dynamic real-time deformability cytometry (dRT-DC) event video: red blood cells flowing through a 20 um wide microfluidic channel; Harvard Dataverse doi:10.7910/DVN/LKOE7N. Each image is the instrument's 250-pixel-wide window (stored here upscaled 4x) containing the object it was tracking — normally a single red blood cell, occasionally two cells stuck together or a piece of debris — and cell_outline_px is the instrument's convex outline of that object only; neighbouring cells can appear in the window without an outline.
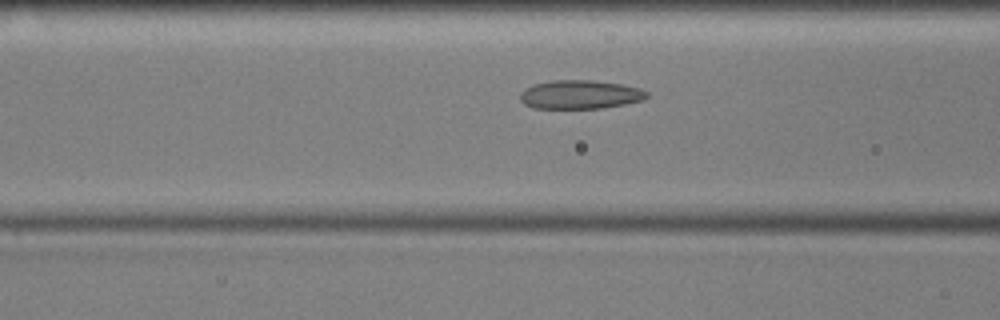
{"species": "common noctule bat (a hibernating species)", "species_latin": "Nyctalus noctula", "temperature_condition": "cold", "stored_images_in_passage": 41, "camera_frame_rate_fps": 3000, "um_per_image_px": 0.085, "animal": {"sex": "male", "body_mass_g": 17.9, "forearm_length_mm": 54.2}, "frame": {"image": 1, "passage_image": 7, "time_ms": 2.0, "image_size_px": [1000, 320], "cell_outline_px": [[648, 96], [644, 100], [604, 108], [532, 108], [524, 104], [520, 100], [520, 92], [524, 88], [532, 84], [552, 80], [592, 80], [620, 84], [640, 88], [648, 92]], "centroid_in_image_um": [49.28, 8.03], "position_along_channel_um": 117.3, "area_um2": 21.39}}
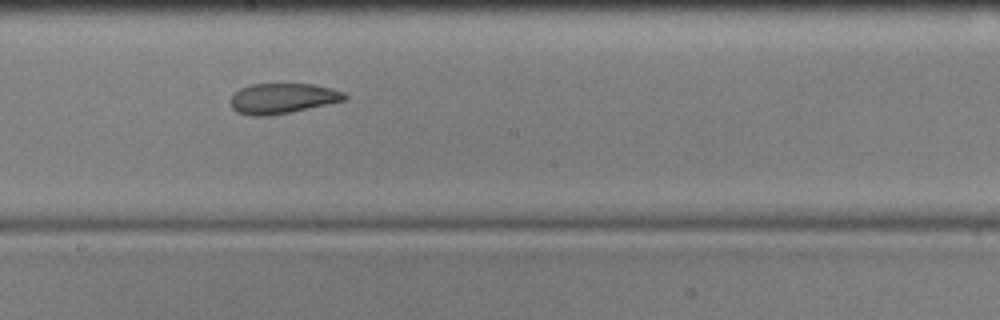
{"frame": {"image": 2, "passage_image": 16, "time_ms": 5.0, "image_size_px": [1000, 320], "cell_outline_px": [[348, 96], [344, 100], [328, 104], [292, 112], [268, 116], [252, 116], [236, 112], [232, 108], [232, 96], [240, 88], [252, 84], [312, 84], [332, 88], [344, 92]], "centroid_in_image_um": [24.03, 8.37], "position_along_channel_um": 224.2, "area_um2": 20.11}}
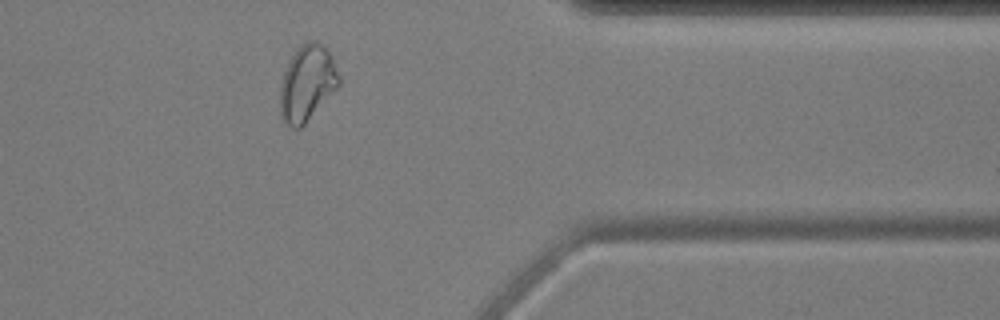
{"frame": {"image": 3, "passage_image": 31, "time_ms": 10.0, "image_size_px": [1000, 320], "cell_outline_px": [[340, 84], [304, 124], [300, 128], [292, 128], [284, 124], [280, 112], [280, 88], [284, 72], [296, 48], [300, 44], [308, 40], [316, 40], [328, 52], [340, 76]], "centroid_in_image_um": [26.08, 7.08], "position_along_channel_um": 385.3, "area_um2": 25.66}, "authors_computed_cell_mechanics": {"area_um2": 21.7328, "velocity_mm_per_s": 3.5615, "shape_relaxation_time_tau1_ms": null, "shape_relaxation_time_tau2_ms": 2.5852, "deformation_change_tau1": null, "deformation_change_tau2": 0.0774}}